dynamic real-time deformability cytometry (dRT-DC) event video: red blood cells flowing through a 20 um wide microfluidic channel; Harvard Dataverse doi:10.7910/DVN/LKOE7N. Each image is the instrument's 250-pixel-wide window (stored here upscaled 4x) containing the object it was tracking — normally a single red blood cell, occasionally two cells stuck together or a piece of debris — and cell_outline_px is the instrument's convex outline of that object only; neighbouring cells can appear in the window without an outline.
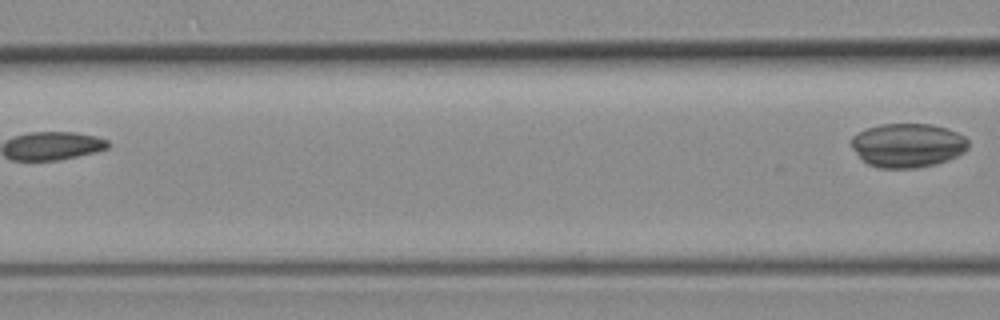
{"species": "common noctule bat (a hibernating species)", "species_latin": "Nyctalus noctula", "temperature_condition": "room temperature", "stored_images_in_passage": 4, "camera_frame_rate_fps": 3000, "um_per_image_px": 0.085, "animal": {"sex": "female", "body_mass_g": 19.3, "forearm_length_mm": 54.1}, "frame": {"image": 1, "passage_image": 4, "time_ms": 3.667, "image_size_px": [1000, 320], "cell_outline_px": [[968, 148], [964, 152], [948, 160], [936, 164], [920, 168], [880, 168], [868, 164], [852, 148], [852, 136], [868, 128], [880, 124], [932, 124], [948, 128], [964, 136], [968, 140]], "centroid_in_image_um": [77.19, 12.35], "position_along_channel_um": 89.4, "area_um2": 30.0}}